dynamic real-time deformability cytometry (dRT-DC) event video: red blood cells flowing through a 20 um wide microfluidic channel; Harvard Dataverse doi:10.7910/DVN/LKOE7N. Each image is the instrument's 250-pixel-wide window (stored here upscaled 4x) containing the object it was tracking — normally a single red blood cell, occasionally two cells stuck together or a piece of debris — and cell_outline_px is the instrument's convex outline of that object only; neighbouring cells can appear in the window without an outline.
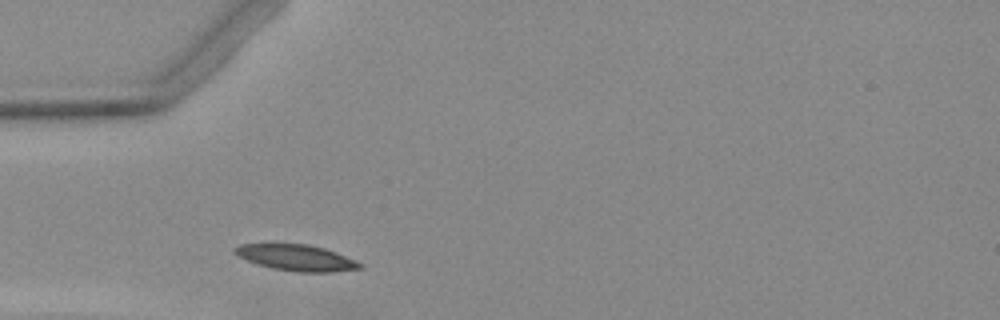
{"species": "Egyptian fruit bat (a non-hibernating species)", "species_latin": "Rousettus aegyptiacus", "temperature_condition": "warm", "stored_images_in_passage": 2, "camera_frame_rate_fps": 3000, "um_per_image_px": 0.085, "animal": {"sex": "female"}, "frame": {"image": 1, "passage_image": 1, "time_ms": 0.0, "image_size_px": [1000, 320], "cell_outline_px": [[360, 268], [332, 272], [296, 272], [272, 268], [248, 260], [232, 252], [232, 248], [240, 244], [308, 244], [324, 248], [336, 252], [360, 264]], "centroid_in_image_um": [25.13, 21.89], "position_along_channel_um": 59.9, "area_um2": 18.61}}
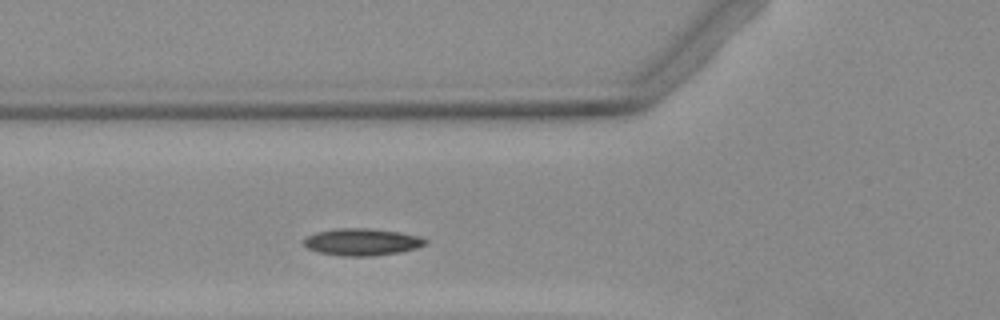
{"frame": {"image": 2, "passage_image": 2, "time_ms": 1.0, "image_size_px": [1000, 320], "cell_outline_px": [[428, 244], [416, 248], [400, 252], [372, 256], [340, 256], [320, 252], [308, 248], [300, 244], [300, 240], [304, 236], [316, 232], [336, 228], [368, 228], [400, 232], [420, 236], [428, 240]], "centroid_in_image_um": [30.72, 20.56], "position_along_channel_um": 95.1, "area_um2": 19.54}}